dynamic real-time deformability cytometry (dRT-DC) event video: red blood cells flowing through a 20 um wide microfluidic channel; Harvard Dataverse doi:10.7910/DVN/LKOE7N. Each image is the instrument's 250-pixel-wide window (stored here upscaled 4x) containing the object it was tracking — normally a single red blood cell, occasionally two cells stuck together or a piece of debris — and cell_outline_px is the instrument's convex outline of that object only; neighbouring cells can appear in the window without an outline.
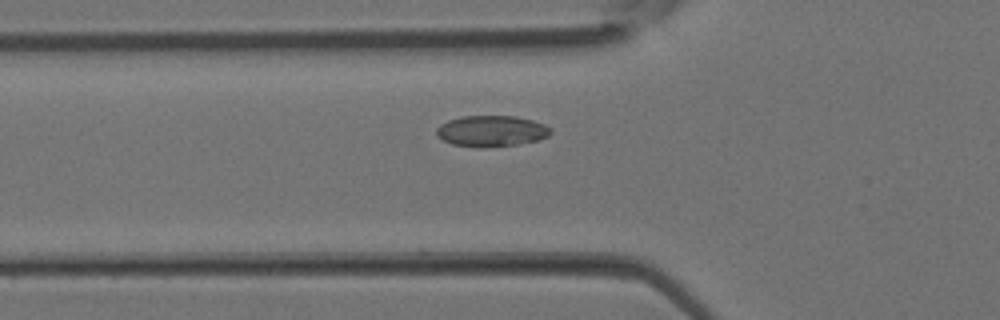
{"species": "Egyptian fruit bat (a non-hibernating species)", "species_latin": "Rousettus aegyptiacus", "temperature_condition": "room temperature", "stored_images_in_passage": 5, "camera_frame_rate_fps": 3000, "um_per_image_px": 0.085, "animal": {"sex": "female"}, "frame": {"image": 1, "passage_image": 2, "time_ms": 0.333, "image_size_px": [1000, 320], "cell_outline_px": [[552, 132], [548, 136], [540, 140], [516, 144], [452, 144], [436, 136], [436, 128], [440, 124], [448, 120], [460, 116], [516, 116], [532, 120], [544, 124], [552, 128]], "centroid_in_image_um": [41.8, 11.08], "position_along_channel_um": 84.0, "area_um2": 19.88}}
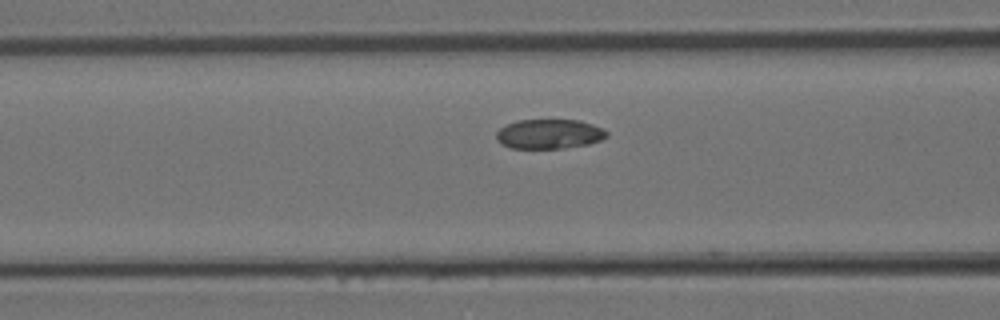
{"frame": {"image": 2, "passage_image": 4, "time_ms": 1.0, "image_size_px": [1000, 320], "cell_outline_px": [[608, 136], [600, 140], [588, 144], [564, 148], [512, 148], [500, 144], [496, 140], [496, 132], [500, 128], [508, 124], [520, 120], [580, 120], [592, 124], [608, 132]], "centroid_in_image_um": [46.67, 11.39], "position_along_channel_um": 119.9, "area_um2": 18.96}}